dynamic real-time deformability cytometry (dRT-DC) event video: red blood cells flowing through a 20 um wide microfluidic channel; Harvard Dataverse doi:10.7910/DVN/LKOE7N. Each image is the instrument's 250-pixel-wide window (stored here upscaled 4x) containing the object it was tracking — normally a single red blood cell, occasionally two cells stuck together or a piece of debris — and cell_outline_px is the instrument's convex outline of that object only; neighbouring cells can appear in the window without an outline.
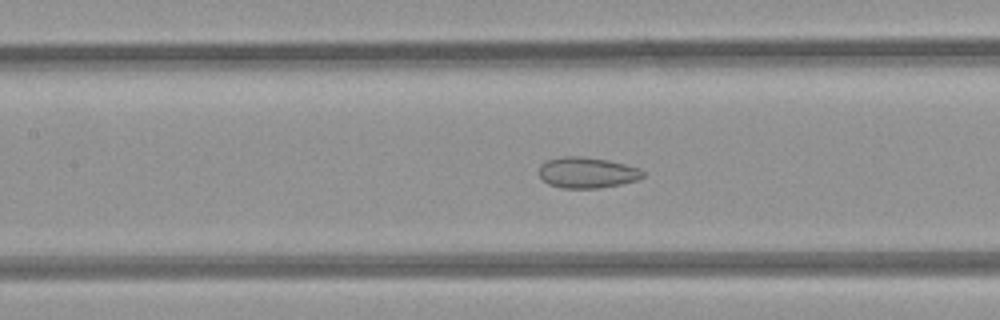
{"species": "common noctule bat (a hibernating species)", "species_latin": "Nyctalus noctula", "temperature_condition": "room temperature", "stored_images_in_passage": 50, "camera_frame_rate_fps": 3000, "um_per_image_px": 0.085, "animal": {"sex": "female", "body_mass_g": 21.9}, "frame": {"image": 1, "passage_image": 22, "time_ms": 7.0, "image_size_px": [1000, 320], "cell_outline_px": [[644, 176], [640, 180], [600, 188], [564, 188], [548, 184], [540, 176], [540, 164], [548, 160], [564, 156], [580, 156], [608, 160], [640, 168], [644, 172]], "centroid_in_image_um": [49.94, 14.67], "position_along_channel_um": 157.5, "area_um2": 18.67}}
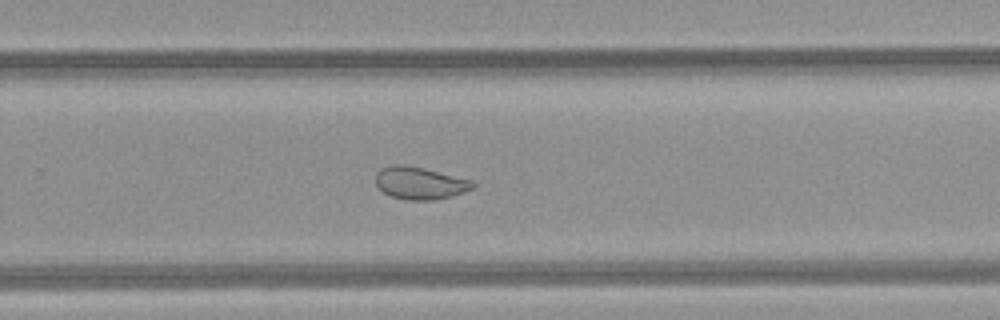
{"frame": {"image": 2, "passage_image": 32, "time_ms": 10.333, "image_size_px": [1000, 320], "cell_outline_px": [[476, 188], [452, 196], [432, 200], [408, 200], [392, 196], [384, 192], [376, 184], [376, 172], [392, 164], [404, 164], [472, 180], [476, 184]], "centroid_in_image_um": [35.72, 15.57], "position_along_channel_um": 294.1, "area_um2": 18.15}}
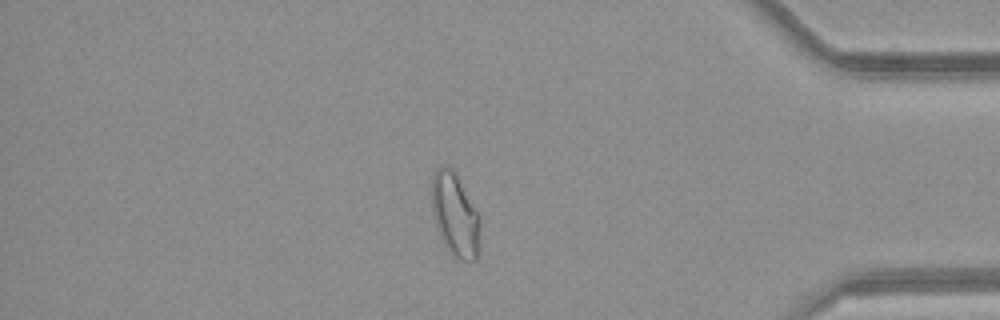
{"frame": {"image": 3, "passage_image": 42, "time_ms": 13.667, "image_size_px": [1000, 320], "cell_outline_px": [[480, 256], [476, 260], [456, 260], [440, 236], [436, 224], [432, 208], [432, 176], [436, 168], [452, 168], [480, 216]], "centroid_in_image_um": [38.72, 18.33], "position_along_channel_um": 396.5, "area_um2": 23.35}, "authors_computed_cell_mechanics": {"area_um2": 22.8021, "velocity_mm_per_s": 4.1188, "shape_relaxation_time_tau1_ms": null, "shape_relaxation_time_tau2_ms": 1.4844, "deformation_change_tau1": null, "deformation_change_tau2": 0.0726}}